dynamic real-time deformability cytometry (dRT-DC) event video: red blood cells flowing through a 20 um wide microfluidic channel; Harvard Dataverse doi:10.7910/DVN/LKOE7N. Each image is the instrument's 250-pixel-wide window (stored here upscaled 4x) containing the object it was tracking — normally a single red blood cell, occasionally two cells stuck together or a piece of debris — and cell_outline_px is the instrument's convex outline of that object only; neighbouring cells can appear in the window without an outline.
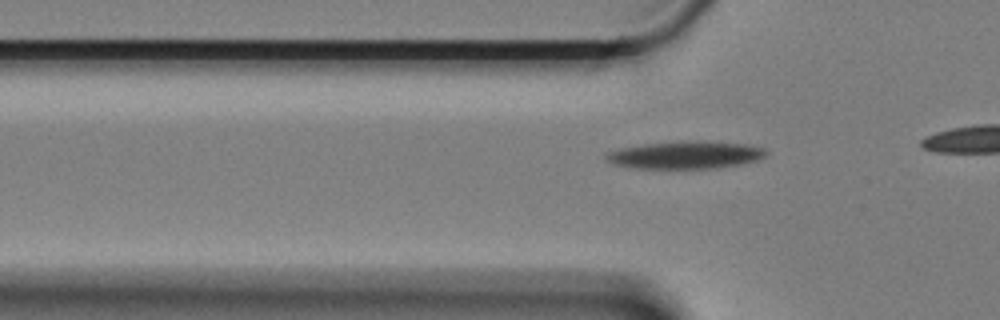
{"species": "Egyptian fruit bat (a non-hibernating species)", "species_latin": "Rousettus aegyptiacus", "temperature_condition": "cold", "stored_images_in_passage": 9, "camera_frame_rate_fps": 3000, "um_per_image_px": 0.085, "animal": {"sex": "female"}, "frame": {"image": 1, "passage_image": 2, "time_ms": 0.333, "image_size_px": [1000, 320], "cell_outline_px": [[768, 152], [764, 156], [756, 160], [740, 164], [716, 168], [636, 168], [616, 164], [608, 160], [604, 156], [608, 152], [620, 148], [644, 144], [744, 144], [764, 148]], "centroid_in_image_um": [58.23, 13.23], "position_along_channel_um": 67.6, "area_um2": 23.87}}
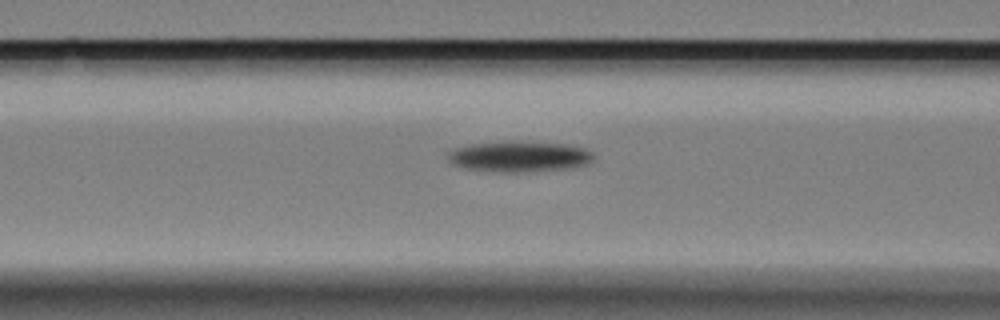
{"frame": {"image": 2, "passage_image": 7, "time_ms": 2.0, "image_size_px": [1000, 320], "cell_outline_px": [[592, 160], [588, 164], [568, 168], [524, 172], [500, 172], [464, 168], [452, 164], [448, 160], [448, 152], [456, 148], [472, 144], [504, 140], [512, 140], [568, 144], [584, 148], [592, 152]], "centroid_in_image_um": [44.12, 13.29], "position_along_channel_um": 122.5, "area_um2": 26.36}}